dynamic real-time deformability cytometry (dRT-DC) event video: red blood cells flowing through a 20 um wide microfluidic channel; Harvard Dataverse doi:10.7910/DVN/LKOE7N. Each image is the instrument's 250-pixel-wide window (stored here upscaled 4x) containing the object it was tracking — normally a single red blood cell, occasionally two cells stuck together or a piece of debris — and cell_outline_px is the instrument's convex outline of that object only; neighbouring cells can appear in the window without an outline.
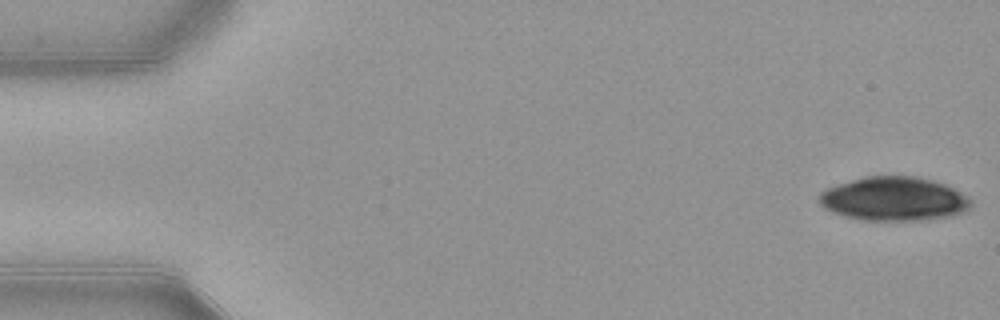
{"species": "common noctule bat (a hibernating species)", "species_latin": "Nyctalus noctula", "temperature_condition": "warm", "stored_images_in_passage": 51, "camera_frame_rate_fps": 3000, "um_per_image_px": 0.085, "animal": {"sex": "female", "body_mass_g": 21.9}, "frame": {"image": 1, "passage_image": 1, "time_ms": 0.0, "image_size_px": [1000, 320], "cell_outline_px": [[972, 204], [968, 208], [960, 212], [948, 216], [924, 220], [860, 220], [844, 216], [832, 212], [824, 208], [816, 200], [820, 192], [828, 188], [864, 176], [920, 176], [944, 184], [960, 192]], "centroid_in_image_um": [75.91, 16.9], "position_along_channel_um": 9.1, "area_um2": 38.55}}